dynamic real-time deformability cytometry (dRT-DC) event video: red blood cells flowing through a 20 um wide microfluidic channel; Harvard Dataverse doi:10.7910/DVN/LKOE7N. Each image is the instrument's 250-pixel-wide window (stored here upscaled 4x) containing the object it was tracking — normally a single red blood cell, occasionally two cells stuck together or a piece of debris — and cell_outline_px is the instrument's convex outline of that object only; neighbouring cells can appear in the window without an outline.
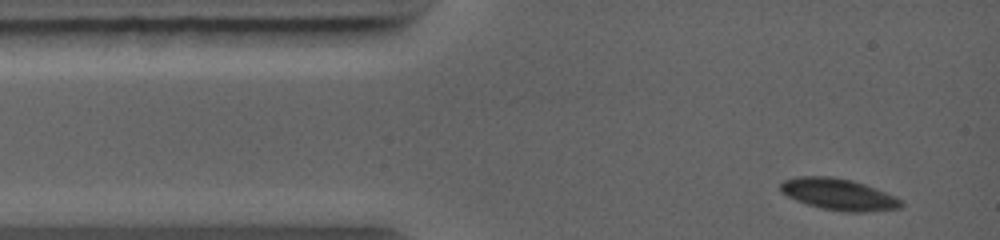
{"species": "common noctule bat (a hibernating species)", "species_latin": "Nyctalus noctula", "temperature_condition": "warm", "stored_images_in_passage": 7, "camera_frame_rate_fps": 5000, "um_per_image_px": 0.085, "animal": {"sex": "female", "body_mass_g": 19.0, "forearm_length_mm": 56.7}, "frame": {"image": 1, "passage_image": 1, "time_ms": 0.0, "image_size_px": [1000, 240], "cell_outline_px": [[904, 204], [900, 208], [864, 212], [844, 212], [824, 208], [808, 204], [796, 200], [780, 192], [780, 184], [784, 180], [800, 176], [832, 176], [852, 180], [864, 184], [896, 196], [904, 200]], "centroid_in_image_um": [71.31, 16.51], "position_along_channel_um": 13.7, "area_um2": 22.14}}
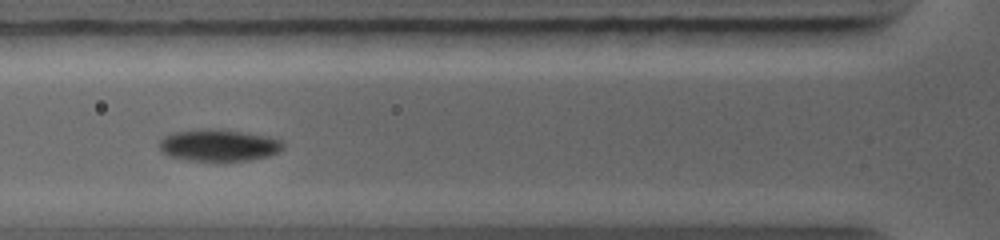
{"frame": {"image": 2, "passage_image": 5, "time_ms": 3.0, "image_size_px": [1000, 240], "cell_outline_px": [[284, 148], [280, 152], [268, 156], [248, 160], [188, 160], [168, 156], [160, 148], [160, 140], [164, 136], [172, 132], [200, 128], [220, 128], [248, 132], [268, 136], [280, 140], [284, 144]], "centroid_in_image_um": [18.61, 12.31], "position_along_channel_um": 107.2, "area_um2": 23.24}}
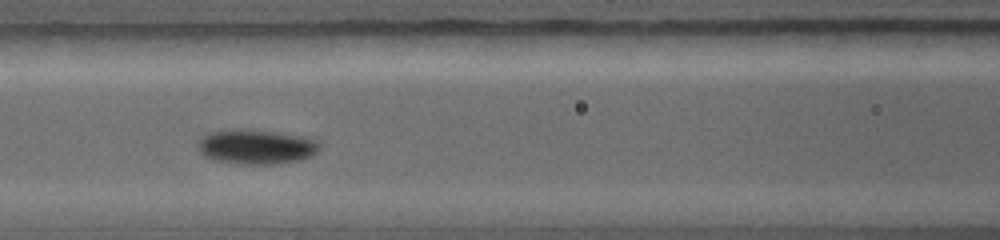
{"frame": {"image": 3, "passage_image": 6, "time_ms": 3.8, "image_size_px": [1000, 240], "cell_outline_px": [[320, 148], [312, 156], [300, 160], [276, 164], [232, 164], [212, 160], [204, 156], [200, 152], [196, 144], [208, 132], [224, 128], [252, 128], [308, 136], [320, 140]], "centroid_in_image_um": [21.78, 12.45], "position_along_channel_um": 144.8, "area_um2": 25.72}}